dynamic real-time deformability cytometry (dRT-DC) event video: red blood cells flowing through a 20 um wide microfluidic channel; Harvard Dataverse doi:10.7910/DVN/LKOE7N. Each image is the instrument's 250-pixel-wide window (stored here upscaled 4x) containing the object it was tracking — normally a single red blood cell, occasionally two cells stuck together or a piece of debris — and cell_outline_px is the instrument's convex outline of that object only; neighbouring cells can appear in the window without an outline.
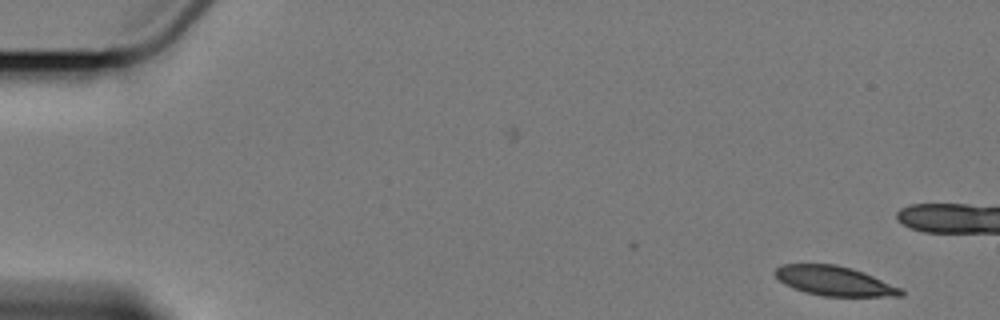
{"species": "Egyptian fruit bat (a non-hibernating species)", "species_latin": "Rousettus aegyptiacus", "temperature_condition": "cold", "stored_images_in_passage": 2, "camera_frame_rate_fps": 3000, "um_per_image_px": 0.085, "animal": {"sex": "female"}, "frame": {"image": 1, "passage_image": 2, "time_ms": 1.0, "image_size_px": [1000, 320], "cell_outline_px": [[904, 296], [820, 296], [804, 292], [784, 284], [772, 272], [780, 264], [836, 264], [852, 268], [864, 272], [900, 288], [904, 292]], "centroid_in_image_um": [70.89, 23.87], "position_along_channel_um": 14.1, "area_um2": 21.68}}